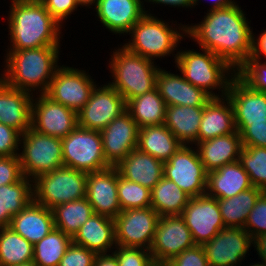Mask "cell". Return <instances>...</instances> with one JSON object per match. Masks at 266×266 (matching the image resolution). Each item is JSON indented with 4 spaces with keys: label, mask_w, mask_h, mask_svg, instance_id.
<instances>
[{
    "label": "cell",
    "mask_w": 266,
    "mask_h": 266,
    "mask_svg": "<svg viewBox=\"0 0 266 266\" xmlns=\"http://www.w3.org/2000/svg\"><path fill=\"white\" fill-rule=\"evenodd\" d=\"M33 97L26 91L10 87L0 78V123L21 134L30 129Z\"/></svg>",
    "instance_id": "7402d4cb"
},
{
    "label": "cell",
    "mask_w": 266,
    "mask_h": 266,
    "mask_svg": "<svg viewBox=\"0 0 266 266\" xmlns=\"http://www.w3.org/2000/svg\"><path fill=\"white\" fill-rule=\"evenodd\" d=\"M59 50L60 46H44L6 51L3 62L5 70H2L0 78L15 89L32 95L45 94L56 70L61 66L58 65L61 64L58 62L61 55Z\"/></svg>",
    "instance_id": "3957f363"
},
{
    "label": "cell",
    "mask_w": 266,
    "mask_h": 266,
    "mask_svg": "<svg viewBox=\"0 0 266 266\" xmlns=\"http://www.w3.org/2000/svg\"><path fill=\"white\" fill-rule=\"evenodd\" d=\"M254 251H257L260 261L266 264V233L253 238Z\"/></svg>",
    "instance_id": "f5cc1de1"
},
{
    "label": "cell",
    "mask_w": 266,
    "mask_h": 266,
    "mask_svg": "<svg viewBox=\"0 0 266 266\" xmlns=\"http://www.w3.org/2000/svg\"><path fill=\"white\" fill-rule=\"evenodd\" d=\"M17 266H38L34 261L25 263V264H21V265H17Z\"/></svg>",
    "instance_id": "6f0895ef"
},
{
    "label": "cell",
    "mask_w": 266,
    "mask_h": 266,
    "mask_svg": "<svg viewBox=\"0 0 266 266\" xmlns=\"http://www.w3.org/2000/svg\"><path fill=\"white\" fill-rule=\"evenodd\" d=\"M91 77L88 71L86 73L85 70L61 65L45 95L78 113L86 105L97 85Z\"/></svg>",
    "instance_id": "8fae6325"
},
{
    "label": "cell",
    "mask_w": 266,
    "mask_h": 266,
    "mask_svg": "<svg viewBox=\"0 0 266 266\" xmlns=\"http://www.w3.org/2000/svg\"><path fill=\"white\" fill-rule=\"evenodd\" d=\"M21 133L15 128L0 123V157L18 156Z\"/></svg>",
    "instance_id": "bcb514c9"
},
{
    "label": "cell",
    "mask_w": 266,
    "mask_h": 266,
    "mask_svg": "<svg viewBox=\"0 0 266 266\" xmlns=\"http://www.w3.org/2000/svg\"><path fill=\"white\" fill-rule=\"evenodd\" d=\"M263 192L253 186L233 197L217 199L225 228H244L249 212Z\"/></svg>",
    "instance_id": "836d02e7"
},
{
    "label": "cell",
    "mask_w": 266,
    "mask_h": 266,
    "mask_svg": "<svg viewBox=\"0 0 266 266\" xmlns=\"http://www.w3.org/2000/svg\"><path fill=\"white\" fill-rule=\"evenodd\" d=\"M241 6L209 9L202 21L186 25V36L237 71L250 57L253 28Z\"/></svg>",
    "instance_id": "6da1fadb"
},
{
    "label": "cell",
    "mask_w": 266,
    "mask_h": 266,
    "mask_svg": "<svg viewBox=\"0 0 266 266\" xmlns=\"http://www.w3.org/2000/svg\"><path fill=\"white\" fill-rule=\"evenodd\" d=\"M197 51H178L174 61L176 69L178 68L184 79L203 89L212 98L226 97L229 83L236 75V71L213 52L202 48V52Z\"/></svg>",
    "instance_id": "5b68a950"
},
{
    "label": "cell",
    "mask_w": 266,
    "mask_h": 266,
    "mask_svg": "<svg viewBox=\"0 0 266 266\" xmlns=\"http://www.w3.org/2000/svg\"><path fill=\"white\" fill-rule=\"evenodd\" d=\"M163 176L175 182L191 198L206 194L207 172L193 145L181 147L164 162Z\"/></svg>",
    "instance_id": "30bf717a"
},
{
    "label": "cell",
    "mask_w": 266,
    "mask_h": 266,
    "mask_svg": "<svg viewBox=\"0 0 266 266\" xmlns=\"http://www.w3.org/2000/svg\"><path fill=\"white\" fill-rule=\"evenodd\" d=\"M180 216L190 229L196 245L210 241L225 228L217 199L207 194L190 198Z\"/></svg>",
    "instance_id": "2e32d148"
},
{
    "label": "cell",
    "mask_w": 266,
    "mask_h": 266,
    "mask_svg": "<svg viewBox=\"0 0 266 266\" xmlns=\"http://www.w3.org/2000/svg\"><path fill=\"white\" fill-rule=\"evenodd\" d=\"M23 177L18 156L0 157V186L14 184Z\"/></svg>",
    "instance_id": "c3c4849f"
},
{
    "label": "cell",
    "mask_w": 266,
    "mask_h": 266,
    "mask_svg": "<svg viewBox=\"0 0 266 266\" xmlns=\"http://www.w3.org/2000/svg\"><path fill=\"white\" fill-rule=\"evenodd\" d=\"M171 23L155 17L150 9H146V14L128 32L127 35L131 34V39H126L129 41L123 43V46L130 52L152 61L171 56V54L175 55L173 59L175 60L178 53L175 50H179L177 48L181 41L187 37L186 25L173 21Z\"/></svg>",
    "instance_id": "277c9868"
},
{
    "label": "cell",
    "mask_w": 266,
    "mask_h": 266,
    "mask_svg": "<svg viewBox=\"0 0 266 266\" xmlns=\"http://www.w3.org/2000/svg\"><path fill=\"white\" fill-rule=\"evenodd\" d=\"M9 228L34 245L54 228L52 210L32 200L12 217Z\"/></svg>",
    "instance_id": "484cf974"
},
{
    "label": "cell",
    "mask_w": 266,
    "mask_h": 266,
    "mask_svg": "<svg viewBox=\"0 0 266 266\" xmlns=\"http://www.w3.org/2000/svg\"><path fill=\"white\" fill-rule=\"evenodd\" d=\"M118 170L109 167L87 173L86 198L95 214L115 219L122 211L118 200Z\"/></svg>",
    "instance_id": "d6986e66"
},
{
    "label": "cell",
    "mask_w": 266,
    "mask_h": 266,
    "mask_svg": "<svg viewBox=\"0 0 266 266\" xmlns=\"http://www.w3.org/2000/svg\"><path fill=\"white\" fill-rule=\"evenodd\" d=\"M227 98L233 106L235 122L266 121V93L253 90L237 75L229 83Z\"/></svg>",
    "instance_id": "603a6c76"
},
{
    "label": "cell",
    "mask_w": 266,
    "mask_h": 266,
    "mask_svg": "<svg viewBox=\"0 0 266 266\" xmlns=\"http://www.w3.org/2000/svg\"><path fill=\"white\" fill-rule=\"evenodd\" d=\"M158 220L152 207L122 210L114 219L116 246L150 250Z\"/></svg>",
    "instance_id": "7c38bea8"
},
{
    "label": "cell",
    "mask_w": 266,
    "mask_h": 266,
    "mask_svg": "<svg viewBox=\"0 0 266 266\" xmlns=\"http://www.w3.org/2000/svg\"><path fill=\"white\" fill-rule=\"evenodd\" d=\"M100 133L103 154L111 167L117 166L132 150L137 149L139 127L127 111L115 118Z\"/></svg>",
    "instance_id": "ac0fdd59"
},
{
    "label": "cell",
    "mask_w": 266,
    "mask_h": 266,
    "mask_svg": "<svg viewBox=\"0 0 266 266\" xmlns=\"http://www.w3.org/2000/svg\"><path fill=\"white\" fill-rule=\"evenodd\" d=\"M238 161L248 173L252 186L266 192V148L242 146Z\"/></svg>",
    "instance_id": "f35d334b"
},
{
    "label": "cell",
    "mask_w": 266,
    "mask_h": 266,
    "mask_svg": "<svg viewBox=\"0 0 266 266\" xmlns=\"http://www.w3.org/2000/svg\"><path fill=\"white\" fill-rule=\"evenodd\" d=\"M96 255L95 252L72 242L58 266H93Z\"/></svg>",
    "instance_id": "f6af8a7d"
},
{
    "label": "cell",
    "mask_w": 266,
    "mask_h": 266,
    "mask_svg": "<svg viewBox=\"0 0 266 266\" xmlns=\"http://www.w3.org/2000/svg\"><path fill=\"white\" fill-rule=\"evenodd\" d=\"M77 4L79 5V7H86L85 9H90L92 6V8H95L97 5L98 0H76Z\"/></svg>",
    "instance_id": "9f6ffc18"
},
{
    "label": "cell",
    "mask_w": 266,
    "mask_h": 266,
    "mask_svg": "<svg viewBox=\"0 0 266 266\" xmlns=\"http://www.w3.org/2000/svg\"><path fill=\"white\" fill-rule=\"evenodd\" d=\"M181 145L164 124L139 128L137 149L162 162H167Z\"/></svg>",
    "instance_id": "4dcf8cb0"
},
{
    "label": "cell",
    "mask_w": 266,
    "mask_h": 266,
    "mask_svg": "<svg viewBox=\"0 0 266 266\" xmlns=\"http://www.w3.org/2000/svg\"><path fill=\"white\" fill-rule=\"evenodd\" d=\"M164 266H210L202 245H195L173 257Z\"/></svg>",
    "instance_id": "7dc6e473"
},
{
    "label": "cell",
    "mask_w": 266,
    "mask_h": 266,
    "mask_svg": "<svg viewBox=\"0 0 266 266\" xmlns=\"http://www.w3.org/2000/svg\"><path fill=\"white\" fill-rule=\"evenodd\" d=\"M72 238L53 228L48 235L33 245V261L38 266H58Z\"/></svg>",
    "instance_id": "74e56055"
},
{
    "label": "cell",
    "mask_w": 266,
    "mask_h": 266,
    "mask_svg": "<svg viewBox=\"0 0 266 266\" xmlns=\"http://www.w3.org/2000/svg\"><path fill=\"white\" fill-rule=\"evenodd\" d=\"M150 193L151 207L159 216L181 215L191 198L175 182L164 176Z\"/></svg>",
    "instance_id": "e575fe53"
},
{
    "label": "cell",
    "mask_w": 266,
    "mask_h": 266,
    "mask_svg": "<svg viewBox=\"0 0 266 266\" xmlns=\"http://www.w3.org/2000/svg\"><path fill=\"white\" fill-rule=\"evenodd\" d=\"M53 213L54 228L61 230L71 238L80 227L94 214L87 198L60 204L51 209Z\"/></svg>",
    "instance_id": "d590c367"
},
{
    "label": "cell",
    "mask_w": 266,
    "mask_h": 266,
    "mask_svg": "<svg viewBox=\"0 0 266 266\" xmlns=\"http://www.w3.org/2000/svg\"><path fill=\"white\" fill-rule=\"evenodd\" d=\"M252 32V51L250 57L252 59L261 61L263 57L266 58V29L261 31L258 36Z\"/></svg>",
    "instance_id": "f907efd6"
},
{
    "label": "cell",
    "mask_w": 266,
    "mask_h": 266,
    "mask_svg": "<svg viewBox=\"0 0 266 266\" xmlns=\"http://www.w3.org/2000/svg\"><path fill=\"white\" fill-rule=\"evenodd\" d=\"M19 147L21 170L23 176L29 179L34 180L41 174L64 166L60 138L44 135L30 128L21 134Z\"/></svg>",
    "instance_id": "ba28073f"
},
{
    "label": "cell",
    "mask_w": 266,
    "mask_h": 266,
    "mask_svg": "<svg viewBox=\"0 0 266 266\" xmlns=\"http://www.w3.org/2000/svg\"><path fill=\"white\" fill-rule=\"evenodd\" d=\"M33 244L9 227L0 228V266L33 261Z\"/></svg>",
    "instance_id": "8d00e7d4"
},
{
    "label": "cell",
    "mask_w": 266,
    "mask_h": 266,
    "mask_svg": "<svg viewBox=\"0 0 266 266\" xmlns=\"http://www.w3.org/2000/svg\"><path fill=\"white\" fill-rule=\"evenodd\" d=\"M195 245L191 231L180 215L159 216L149 251L155 264L164 266L173 257Z\"/></svg>",
    "instance_id": "5bb4252c"
},
{
    "label": "cell",
    "mask_w": 266,
    "mask_h": 266,
    "mask_svg": "<svg viewBox=\"0 0 266 266\" xmlns=\"http://www.w3.org/2000/svg\"><path fill=\"white\" fill-rule=\"evenodd\" d=\"M252 187L239 161L207 173L206 194L216 199L230 198Z\"/></svg>",
    "instance_id": "f1b7e54d"
},
{
    "label": "cell",
    "mask_w": 266,
    "mask_h": 266,
    "mask_svg": "<svg viewBox=\"0 0 266 266\" xmlns=\"http://www.w3.org/2000/svg\"><path fill=\"white\" fill-rule=\"evenodd\" d=\"M203 111L204 106H167L164 125L183 145H195Z\"/></svg>",
    "instance_id": "f546056e"
},
{
    "label": "cell",
    "mask_w": 266,
    "mask_h": 266,
    "mask_svg": "<svg viewBox=\"0 0 266 266\" xmlns=\"http://www.w3.org/2000/svg\"><path fill=\"white\" fill-rule=\"evenodd\" d=\"M193 3V8H195L196 5H198V3H201V0H192ZM236 1L234 0H212V3L210 5L211 8L209 9H219V8H226L229 6H232L233 4H235Z\"/></svg>",
    "instance_id": "11a10c76"
},
{
    "label": "cell",
    "mask_w": 266,
    "mask_h": 266,
    "mask_svg": "<svg viewBox=\"0 0 266 266\" xmlns=\"http://www.w3.org/2000/svg\"><path fill=\"white\" fill-rule=\"evenodd\" d=\"M148 2L151 4H156V5H160L163 4L164 6H169V7H178V9L181 8H193V3L192 0H144V3Z\"/></svg>",
    "instance_id": "816d5d0a"
},
{
    "label": "cell",
    "mask_w": 266,
    "mask_h": 266,
    "mask_svg": "<svg viewBox=\"0 0 266 266\" xmlns=\"http://www.w3.org/2000/svg\"><path fill=\"white\" fill-rule=\"evenodd\" d=\"M234 110L226 97L212 98L205 106L199 126L198 143L236 132Z\"/></svg>",
    "instance_id": "83f0119b"
},
{
    "label": "cell",
    "mask_w": 266,
    "mask_h": 266,
    "mask_svg": "<svg viewBox=\"0 0 266 266\" xmlns=\"http://www.w3.org/2000/svg\"><path fill=\"white\" fill-rule=\"evenodd\" d=\"M151 190L126 180L118 172V200L121 210L151 207Z\"/></svg>",
    "instance_id": "ab89813d"
},
{
    "label": "cell",
    "mask_w": 266,
    "mask_h": 266,
    "mask_svg": "<svg viewBox=\"0 0 266 266\" xmlns=\"http://www.w3.org/2000/svg\"><path fill=\"white\" fill-rule=\"evenodd\" d=\"M115 167L121 177L151 190L163 177L164 162L134 149Z\"/></svg>",
    "instance_id": "4316f807"
},
{
    "label": "cell",
    "mask_w": 266,
    "mask_h": 266,
    "mask_svg": "<svg viewBox=\"0 0 266 266\" xmlns=\"http://www.w3.org/2000/svg\"><path fill=\"white\" fill-rule=\"evenodd\" d=\"M43 4L61 26H64L65 20L79 7L76 0H45Z\"/></svg>",
    "instance_id": "681fc988"
},
{
    "label": "cell",
    "mask_w": 266,
    "mask_h": 266,
    "mask_svg": "<svg viewBox=\"0 0 266 266\" xmlns=\"http://www.w3.org/2000/svg\"><path fill=\"white\" fill-rule=\"evenodd\" d=\"M72 242L96 254L113 252L116 248L114 219L94 213L80 227Z\"/></svg>",
    "instance_id": "cb8c5ba5"
},
{
    "label": "cell",
    "mask_w": 266,
    "mask_h": 266,
    "mask_svg": "<svg viewBox=\"0 0 266 266\" xmlns=\"http://www.w3.org/2000/svg\"><path fill=\"white\" fill-rule=\"evenodd\" d=\"M244 229L255 238L266 233V192L264 191L258 198L253 209L249 212Z\"/></svg>",
    "instance_id": "ee69618b"
},
{
    "label": "cell",
    "mask_w": 266,
    "mask_h": 266,
    "mask_svg": "<svg viewBox=\"0 0 266 266\" xmlns=\"http://www.w3.org/2000/svg\"><path fill=\"white\" fill-rule=\"evenodd\" d=\"M31 1L41 2V3H43L45 0H31Z\"/></svg>",
    "instance_id": "91938a15"
},
{
    "label": "cell",
    "mask_w": 266,
    "mask_h": 266,
    "mask_svg": "<svg viewBox=\"0 0 266 266\" xmlns=\"http://www.w3.org/2000/svg\"><path fill=\"white\" fill-rule=\"evenodd\" d=\"M115 48L109 58V84L124 98L125 102L156 88V75L160 66L155 62L127 50L123 45ZM112 76V77H111Z\"/></svg>",
    "instance_id": "8992f818"
},
{
    "label": "cell",
    "mask_w": 266,
    "mask_h": 266,
    "mask_svg": "<svg viewBox=\"0 0 266 266\" xmlns=\"http://www.w3.org/2000/svg\"><path fill=\"white\" fill-rule=\"evenodd\" d=\"M166 107L157 88L126 102V111L139 128L164 124Z\"/></svg>",
    "instance_id": "d6a6232c"
},
{
    "label": "cell",
    "mask_w": 266,
    "mask_h": 266,
    "mask_svg": "<svg viewBox=\"0 0 266 266\" xmlns=\"http://www.w3.org/2000/svg\"><path fill=\"white\" fill-rule=\"evenodd\" d=\"M236 75L253 90L266 93V61L262 63L249 57Z\"/></svg>",
    "instance_id": "60d3db41"
},
{
    "label": "cell",
    "mask_w": 266,
    "mask_h": 266,
    "mask_svg": "<svg viewBox=\"0 0 266 266\" xmlns=\"http://www.w3.org/2000/svg\"><path fill=\"white\" fill-rule=\"evenodd\" d=\"M125 111L126 102L113 86L96 85L86 105L77 113L78 126L101 131Z\"/></svg>",
    "instance_id": "4fadbf2b"
},
{
    "label": "cell",
    "mask_w": 266,
    "mask_h": 266,
    "mask_svg": "<svg viewBox=\"0 0 266 266\" xmlns=\"http://www.w3.org/2000/svg\"><path fill=\"white\" fill-rule=\"evenodd\" d=\"M33 200V180L23 176L14 184L0 186V228L9 227L11 219Z\"/></svg>",
    "instance_id": "1f68e13d"
},
{
    "label": "cell",
    "mask_w": 266,
    "mask_h": 266,
    "mask_svg": "<svg viewBox=\"0 0 266 266\" xmlns=\"http://www.w3.org/2000/svg\"><path fill=\"white\" fill-rule=\"evenodd\" d=\"M207 173L239 160L242 149L240 134L236 131L194 145Z\"/></svg>",
    "instance_id": "d4e9b609"
},
{
    "label": "cell",
    "mask_w": 266,
    "mask_h": 266,
    "mask_svg": "<svg viewBox=\"0 0 266 266\" xmlns=\"http://www.w3.org/2000/svg\"><path fill=\"white\" fill-rule=\"evenodd\" d=\"M93 266H119L115 254L102 253L97 254Z\"/></svg>",
    "instance_id": "db71d44e"
},
{
    "label": "cell",
    "mask_w": 266,
    "mask_h": 266,
    "mask_svg": "<svg viewBox=\"0 0 266 266\" xmlns=\"http://www.w3.org/2000/svg\"><path fill=\"white\" fill-rule=\"evenodd\" d=\"M242 146L266 148V121L235 122Z\"/></svg>",
    "instance_id": "b9f144b4"
},
{
    "label": "cell",
    "mask_w": 266,
    "mask_h": 266,
    "mask_svg": "<svg viewBox=\"0 0 266 266\" xmlns=\"http://www.w3.org/2000/svg\"><path fill=\"white\" fill-rule=\"evenodd\" d=\"M144 7L143 0H98L94 11L102 26L121 36L146 14Z\"/></svg>",
    "instance_id": "ffe728a7"
},
{
    "label": "cell",
    "mask_w": 266,
    "mask_h": 266,
    "mask_svg": "<svg viewBox=\"0 0 266 266\" xmlns=\"http://www.w3.org/2000/svg\"><path fill=\"white\" fill-rule=\"evenodd\" d=\"M114 250L119 266H157L147 249L116 246Z\"/></svg>",
    "instance_id": "7bdbcfd3"
},
{
    "label": "cell",
    "mask_w": 266,
    "mask_h": 266,
    "mask_svg": "<svg viewBox=\"0 0 266 266\" xmlns=\"http://www.w3.org/2000/svg\"><path fill=\"white\" fill-rule=\"evenodd\" d=\"M253 239L244 228H224L202 245L210 266H241Z\"/></svg>",
    "instance_id": "e0dca14e"
},
{
    "label": "cell",
    "mask_w": 266,
    "mask_h": 266,
    "mask_svg": "<svg viewBox=\"0 0 266 266\" xmlns=\"http://www.w3.org/2000/svg\"><path fill=\"white\" fill-rule=\"evenodd\" d=\"M87 173L62 166L33 180V200L49 209L86 197Z\"/></svg>",
    "instance_id": "52a82bcc"
},
{
    "label": "cell",
    "mask_w": 266,
    "mask_h": 266,
    "mask_svg": "<svg viewBox=\"0 0 266 266\" xmlns=\"http://www.w3.org/2000/svg\"><path fill=\"white\" fill-rule=\"evenodd\" d=\"M156 88L165 101L166 106H205L212 97L181 74H174L160 68L156 75Z\"/></svg>",
    "instance_id": "44dd1931"
},
{
    "label": "cell",
    "mask_w": 266,
    "mask_h": 266,
    "mask_svg": "<svg viewBox=\"0 0 266 266\" xmlns=\"http://www.w3.org/2000/svg\"><path fill=\"white\" fill-rule=\"evenodd\" d=\"M36 96L32 100L31 115V128L36 132L62 139L78 126L75 111L51 100L45 94Z\"/></svg>",
    "instance_id": "9a60e30c"
},
{
    "label": "cell",
    "mask_w": 266,
    "mask_h": 266,
    "mask_svg": "<svg viewBox=\"0 0 266 266\" xmlns=\"http://www.w3.org/2000/svg\"><path fill=\"white\" fill-rule=\"evenodd\" d=\"M8 13L10 48L18 51L44 46H60L62 26L52 17L41 2L11 1ZM61 35V36H60Z\"/></svg>",
    "instance_id": "7a4b0ae2"
},
{
    "label": "cell",
    "mask_w": 266,
    "mask_h": 266,
    "mask_svg": "<svg viewBox=\"0 0 266 266\" xmlns=\"http://www.w3.org/2000/svg\"><path fill=\"white\" fill-rule=\"evenodd\" d=\"M63 165L86 173L111 167L103 154L100 131L77 126L62 138Z\"/></svg>",
    "instance_id": "9c48e42d"
},
{
    "label": "cell",
    "mask_w": 266,
    "mask_h": 266,
    "mask_svg": "<svg viewBox=\"0 0 266 266\" xmlns=\"http://www.w3.org/2000/svg\"><path fill=\"white\" fill-rule=\"evenodd\" d=\"M249 266H266V264L262 262H257V263H251L249 264Z\"/></svg>",
    "instance_id": "680465c9"
}]
</instances>
